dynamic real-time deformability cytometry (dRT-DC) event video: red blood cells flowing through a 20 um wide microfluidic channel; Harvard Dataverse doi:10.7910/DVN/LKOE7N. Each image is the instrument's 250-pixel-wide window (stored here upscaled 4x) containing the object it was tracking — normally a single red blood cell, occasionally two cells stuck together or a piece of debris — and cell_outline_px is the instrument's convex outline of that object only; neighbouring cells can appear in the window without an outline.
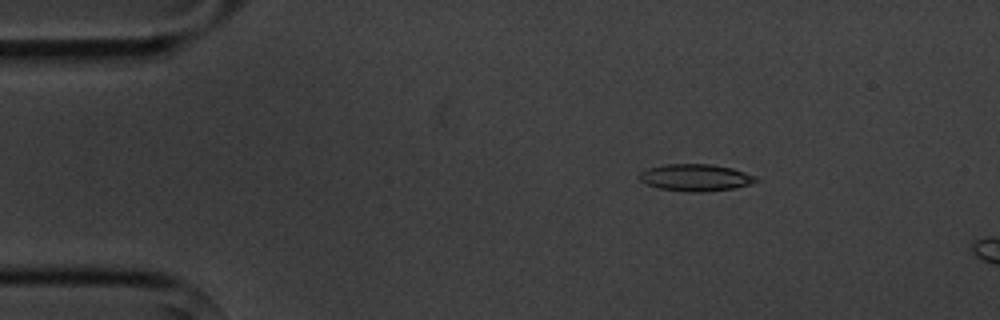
{"species": "common noctule bat (a hibernating species)", "species_latin": "Nyctalus noctula", "temperature_condition": "cold", "stored_images_in_passage": 5, "camera_frame_rate_fps": 3000, "um_per_image_px": 0.085, "animal": {"sex": "male", "body_mass_g": 20.1, "forearm_length_mm": 53.5}, "frame": {"image": 1, "passage_image": 3, "time_ms": 2.333, "image_size_px": [1000, 320], "cell_outline_px": [[760, 180], [748, 184], [732, 188], [704, 192], [692, 192], [656, 188], [640, 180], [640, 172], [648, 168], [664, 164], [712, 164], [732, 168], [756, 176]], "centroid_in_image_um": [59.11, 15.09], "position_along_channel_um": 25.9, "area_um2": 18.21}}